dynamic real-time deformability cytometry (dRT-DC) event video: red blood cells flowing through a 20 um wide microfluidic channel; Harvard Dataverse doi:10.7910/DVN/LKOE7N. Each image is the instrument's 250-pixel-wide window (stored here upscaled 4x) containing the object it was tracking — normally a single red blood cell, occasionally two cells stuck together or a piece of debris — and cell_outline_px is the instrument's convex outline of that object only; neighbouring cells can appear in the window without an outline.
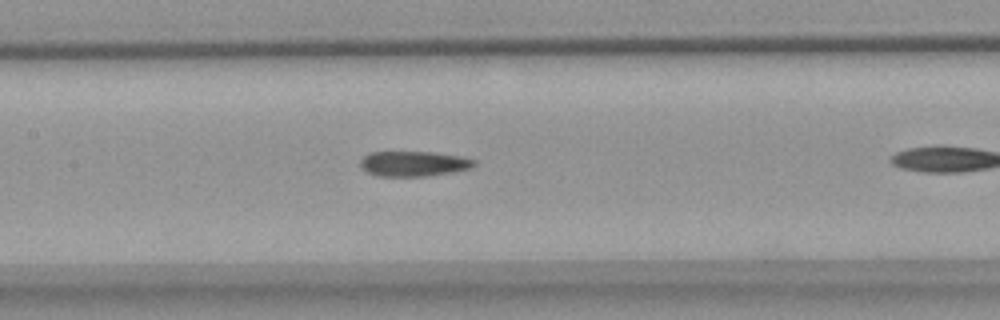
{"species": "common noctule bat (a hibernating species)", "species_latin": "Nyctalus noctula", "temperature_condition": "warm", "stored_images_in_passage": 23, "camera_frame_rate_fps": 3000, "um_per_image_px": 0.085, "animal": {"sex": "female", "body_mass_g": 18.4}, "frame": {"image": 1, "passage_image": 6, "time_ms": 1.667, "image_size_px": [1000, 320], "cell_outline_px": [[476, 164], [472, 168], [452, 172], [424, 176], [380, 176], [368, 172], [360, 168], [360, 160], [368, 152], [432, 152], [460, 156], [476, 160]], "centroid_in_image_um": [35.15, 13.91], "position_along_channel_um": 172.2, "area_um2": 16.7}}
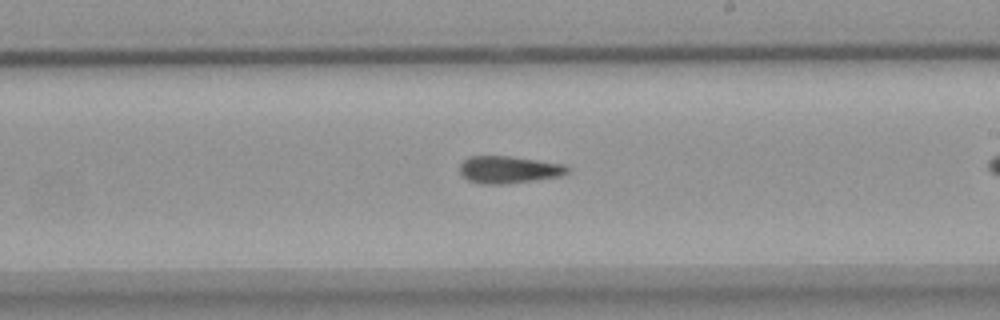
{"frame": {"image": 2, "passage_image": 12, "time_ms": 3.667, "image_size_px": [1000, 320], "cell_outline_px": [[568, 172], [560, 176], [504, 184], [480, 184], [468, 180], [460, 172], [460, 164], [468, 156], [508, 156], [564, 164], [568, 168]], "centroid_in_image_um": [43.2, 14.42], "position_along_channel_um": 245.8, "area_um2": 16.88}}
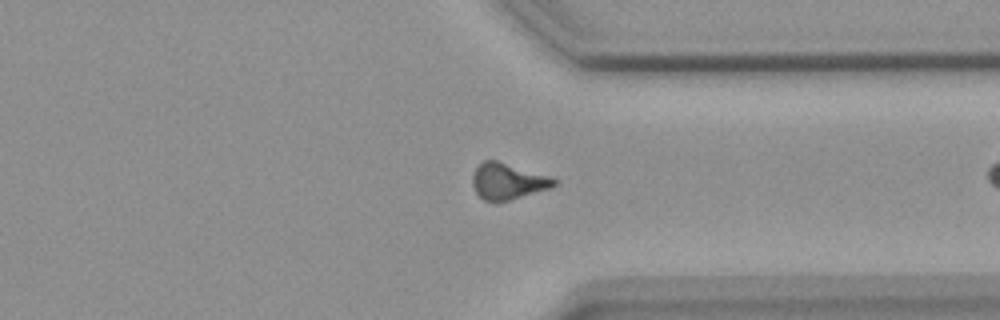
{"frame": {"image": 3, "passage_image": 22, "time_ms": 7.0, "image_size_px": [1000, 320], "cell_outline_px": [[556, 184], [548, 188], [496, 204], [484, 200], [476, 192], [472, 184], [472, 176], [476, 168], [484, 160], [496, 160], [552, 176], [556, 180]], "centroid_in_image_um": [43.14, 15.42], "position_along_channel_um": 368.3, "area_um2": 17.22}}